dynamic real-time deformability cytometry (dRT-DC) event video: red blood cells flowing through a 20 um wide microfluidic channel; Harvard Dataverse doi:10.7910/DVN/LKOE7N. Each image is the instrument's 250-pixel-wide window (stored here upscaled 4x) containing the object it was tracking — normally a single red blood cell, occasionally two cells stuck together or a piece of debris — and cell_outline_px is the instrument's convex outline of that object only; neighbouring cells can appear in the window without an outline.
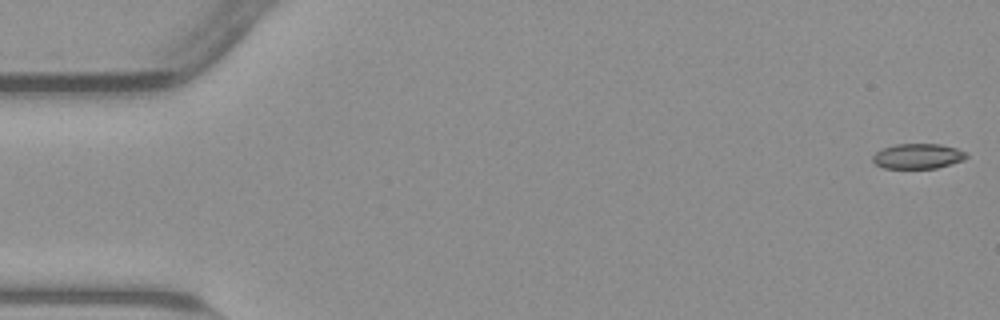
{"species": "common noctule bat (a hibernating species)", "species_latin": "Nyctalus noctula", "temperature_condition": "warm", "stored_images_in_passage": 54, "camera_frame_rate_fps": 3000, "um_per_image_px": 0.085, "animal": {"sex": "male", "body_mass_g": 23.1, "forearm_length_mm": 52.7}, "frame": {"image": 1, "passage_image": 1, "time_ms": 0.0, "image_size_px": [1000, 320], "cell_outline_px": [[968, 156], [964, 160], [952, 164], [936, 168], [884, 168], [876, 164], [872, 160], [872, 156], [876, 152], [884, 148], [896, 144], [940, 144], [956, 148], [968, 152]], "centroid_in_image_um": [78.06, 13.27], "position_along_channel_um": 6.9, "area_um2": 13.76}}
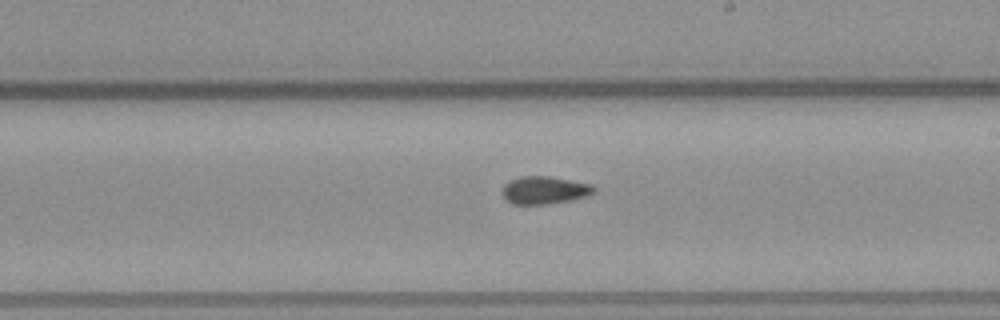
{"frame": {"image": 2, "passage_image": 31, "time_ms": 10.0, "image_size_px": [1000, 320], "cell_outline_px": [[596, 188], [592, 192], [584, 196], [568, 200], [544, 204], [512, 204], [504, 200], [504, 184], [508, 180], [520, 176], [548, 176], [592, 184]], "centroid_in_image_um": [46.22, 16.15], "position_along_channel_um": 242.8, "area_um2": 14.57}}
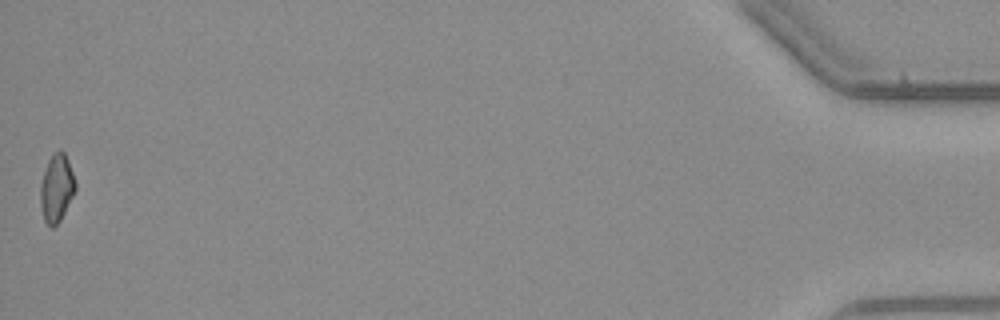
{"frame": {"image": 3, "passage_image": 54, "time_ms": 17.667, "image_size_px": [1000, 320], "cell_outline_px": [[76, 188], [60, 220], [52, 228], [44, 220], [40, 204], [40, 184], [44, 168], [52, 152], [60, 148], [64, 152], [68, 160], [76, 180]], "centroid_in_image_um": [4.8, 15.92], "position_along_channel_um": 430.4, "area_um2": 13.93}}